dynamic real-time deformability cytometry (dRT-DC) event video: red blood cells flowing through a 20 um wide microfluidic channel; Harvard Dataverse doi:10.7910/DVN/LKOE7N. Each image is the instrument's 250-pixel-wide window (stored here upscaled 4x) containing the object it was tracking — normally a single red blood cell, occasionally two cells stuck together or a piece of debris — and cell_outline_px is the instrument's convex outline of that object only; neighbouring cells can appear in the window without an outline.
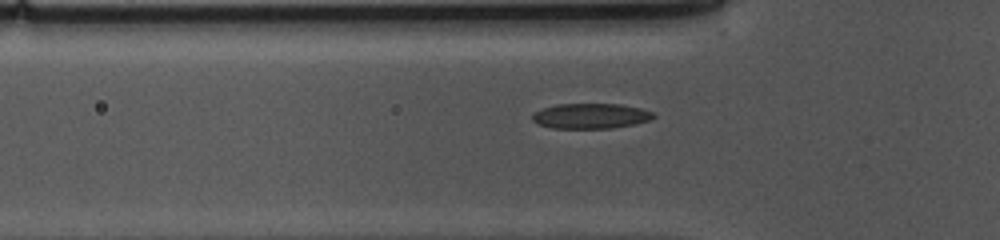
{"species": "common noctule bat (a hibernating species)", "species_latin": "Nyctalus noctula", "temperature_condition": "cold", "stored_images_in_passage": 37, "camera_frame_rate_fps": 3000, "um_per_image_px": 0.085, "animal": {"sex": "female", "body_mass_g": 10.0, "forearm_length_mm": 53.1}, "frame": {"image": 1, "passage_image": 5, "time_ms": 1.333, "image_size_px": [1000, 240], "cell_outline_px": [[656, 116], [652, 120], [636, 124], [612, 128], [552, 128], [536, 124], [532, 120], [532, 112], [556, 104], [620, 104], [640, 108], [656, 112]], "centroid_in_image_um": [50.24, 9.86], "position_along_channel_um": 75.6, "area_um2": 18.09}}
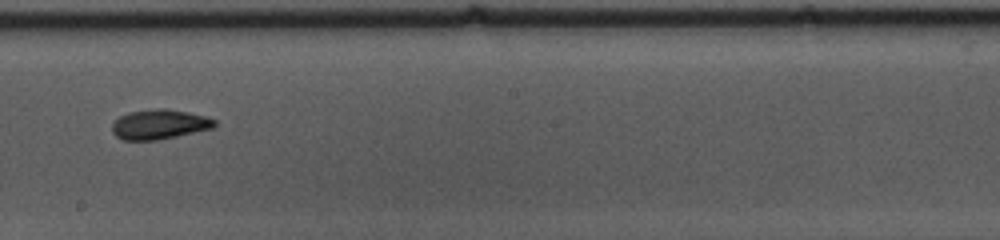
{"frame": {"image": 2, "passage_image": 18, "time_ms": 5.667, "image_size_px": [1000, 240], "cell_outline_px": [[216, 124], [212, 128], [176, 136], [156, 140], [124, 140], [116, 136], [112, 132], [112, 124], [120, 116], [128, 112], [156, 108], [164, 108], [188, 112], [204, 116], [216, 120]], "centroid_in_image_um": [13.52, 10.56], "position_along_channel_um": 234.7, "area_um2": 17.63}}
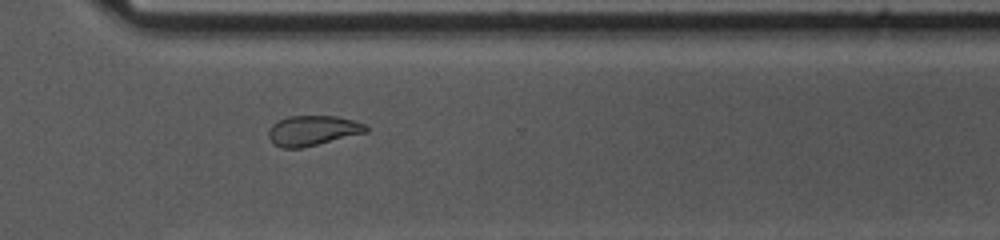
{"frame": {"image": 3, "passage_image": 27, "time_ms": 8.667, "image_size_px": [1000, 240], "cell_outline_px": [[368, 132], [300, 148], [280, 148], [268, 136], [268, 128], [272, 124], [288, 116], [336, 116], [368, 124]], "centroid_in_image_um": [26.59, 11.09], "position_along_channel_um": 344.0, "area_um2": 16.99}, "authors_computed_cell_mechanics": {"area_um2": 17.8024, "velocity_mm_per_s": 3.653, "shape_relaxation_time_tau1_ms": 4.8357, "shape_relaxation_time_tau2_ms": 3.0715, "deformation_change_tau1": 0.1334, "deformation_change_tau2": 0.0808}}